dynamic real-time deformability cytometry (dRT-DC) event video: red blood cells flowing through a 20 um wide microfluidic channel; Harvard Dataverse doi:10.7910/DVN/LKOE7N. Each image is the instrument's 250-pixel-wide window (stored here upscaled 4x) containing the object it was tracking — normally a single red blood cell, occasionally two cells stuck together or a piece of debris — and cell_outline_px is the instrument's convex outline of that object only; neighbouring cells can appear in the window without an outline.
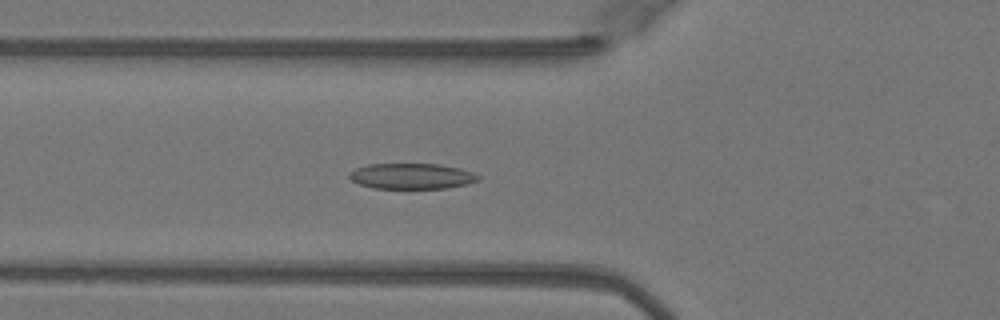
{"species": "Egyptian fruit bat (a non-hibernating species)", "species_latin": "Rousettus aegyptiacus", "temperature_condition": "warm", "stored_images_in_passage": 32, "camera_frame_rate_fps": 3000, "um_per_image_px": 0.085, "animal": {"sex": "female"}, "frame": {"image": 1, "passage_image": 4, "time_ms": 1.0, "image_size_px": [1000, 320], "cell_outline_px": [[480, 180], [468, 184], [448, 188], [372, 188], [360, 184], [352, 180], [348, 176], [348, 172], [356, 168], [368, 164], [436, 164], [460, 168], [472, 172], [480, 176]], "centroid_in_image_um": [35.0, 14.97], "position_along_channel_um": 90.8, "area_um2": 19.31}}
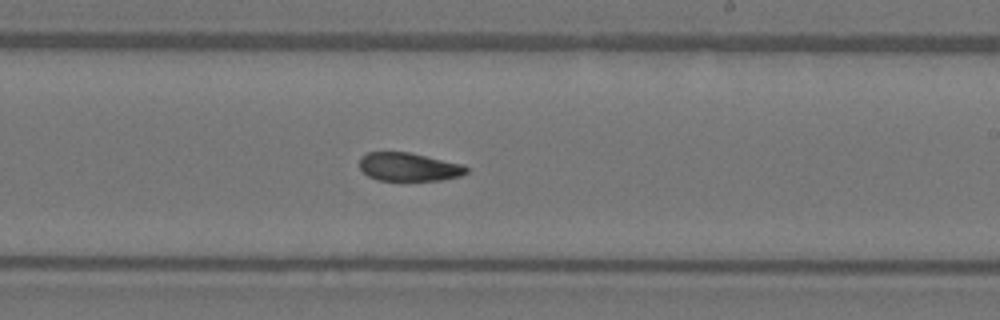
{"frame": {"image": 2, "passage_image": 16, "time_ms": 5.0, "image_size_px": [1000, 320], "cell_outline_px": [[468, 172], [460, 176], [440, 180], [376, 180], [368, 176], [360, 168], [360, 156], [368, 152], [408, 152], [464, 164], [468, 168]], "centroid_in_image_um": [34.75, 14.18], "position_along_channel_um": 254.3, "area_um2": 17.69}}
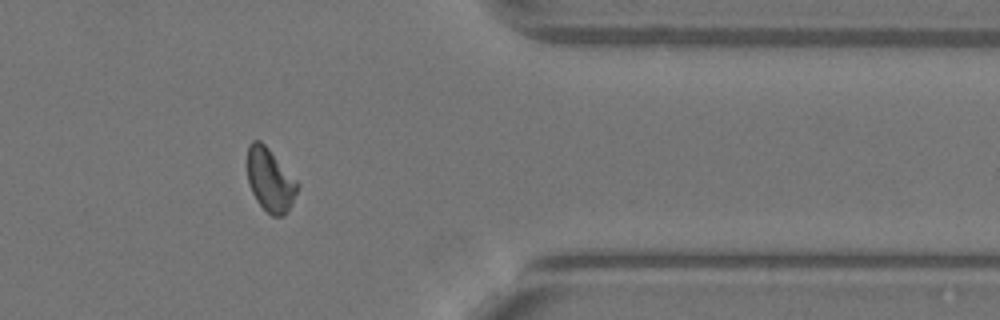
{"frame": {"image": 3, "passage_image": 27, "time_ms": 8.667, "image_size_px": [1000, 320], "cell_outline_px": [[300, 184], [292, 204], [284, 216], [272, 216], [256, 200], [252, 192], [248, 180], [248, 144], [252, 140], [260, 140], [268, 148]], "centroid_in_image_um": [22.97, 15.3], "position_along_channel_um": 388.4, "area_um2": 18.26}, "authors_computed_cell_mechanics": {"area_um2": 18.785, "velocity_mm_per_s": 4.0857, "shape_relaxation_time_tau1_ms": null, "shape_relaxation_time_tau2_ms": 3.6964, "deformation_change_tau1": null, "deformation_change_tau2": 0.0982}}